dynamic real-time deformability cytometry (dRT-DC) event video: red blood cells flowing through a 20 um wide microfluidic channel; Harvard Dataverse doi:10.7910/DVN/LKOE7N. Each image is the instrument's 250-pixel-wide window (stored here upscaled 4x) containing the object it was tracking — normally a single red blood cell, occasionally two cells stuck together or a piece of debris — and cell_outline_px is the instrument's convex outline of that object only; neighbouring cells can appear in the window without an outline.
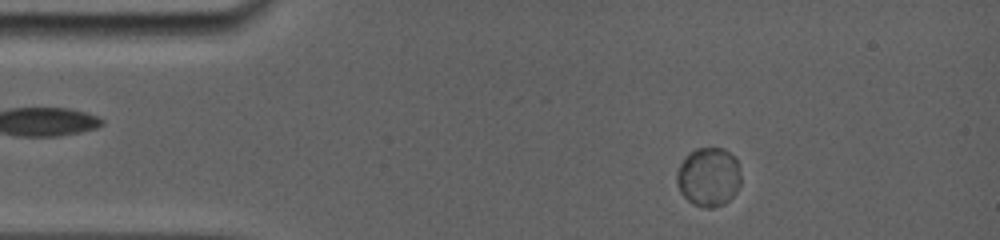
{"species": "common noctule bat (a hibernating species)", "species_latin": "Nyctalus noctula", "temperature_condition": "room temperature", "stored_images_in_passage": 82, "camera_frame_rate_fps": 5000, "um_per_image_px": 0.085, "animal": {"sex": "female", "body_mass_g": 19.0, "forearm_length_mm": 56.7}, "frame": {"image": 1, "passage_image": 10, "time_ms": 2.0, "image_size_px": [1000, 240], "cell_outline_px": [[740, 184], [736, 192], [724, 204], [712, 208], [708, 208], [692, 204], [680, 192], [676, 184], [676, 172], [680, 164], [688, 152], [696, 148], [724, 148], [736, 156], [740, 168]], "centroid_in_image_um": [60.23, 15.02], "position_along_channel_um": 24.8, "area_um2": 22.43}}
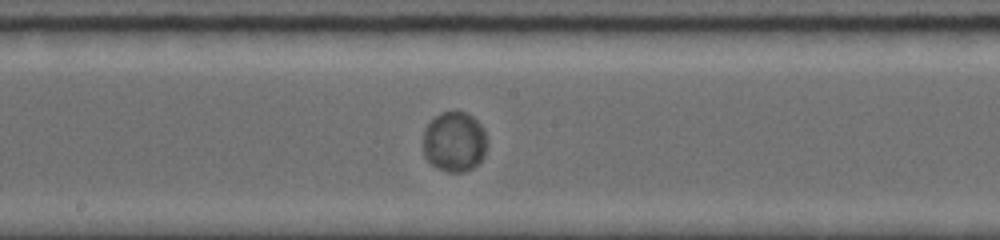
{"frame": {"image": 2, "passage_image": 41, "time_ms": 8.4, "image_size_px": [1000, 240], "cell_outline_px": [[484, 156], [472, 168], [464, 172], [448, 172], [436, 168], [424, 156], [424, 128], [440, 112], [464, 112], [472, 116], [484, 128]], "centroid_in_image_um": [38.59, 12.06], "position_along_channel_um": 209.6, "area_um2": 22.08}}
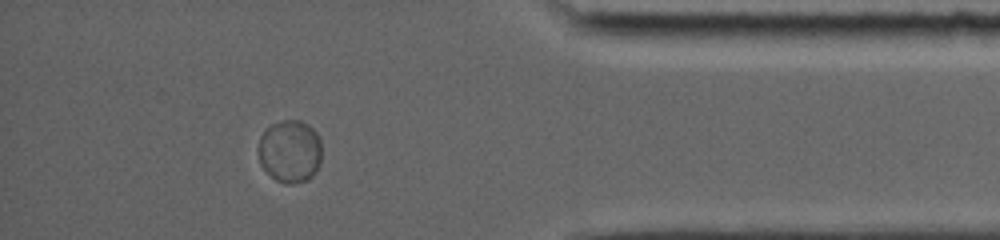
{"frame": {"image": 3, "passage_image": 73, "time_ms": 14.2, "image_size_px": [1000, 240], "cell_outline_px": [[320, 164], [316, 172], [308, 180], [292, 184], [288, 184], [276, 180], [260, 164], [256, 148], [260, 136], [264, 128], [272, 124], [284, 120], [300, 120], [308, 124], [320, 136]], "centroid_in_image_um": [24.62, 12.84], "position_along_channel_um": 410.6, "area_um2": 23.58}}